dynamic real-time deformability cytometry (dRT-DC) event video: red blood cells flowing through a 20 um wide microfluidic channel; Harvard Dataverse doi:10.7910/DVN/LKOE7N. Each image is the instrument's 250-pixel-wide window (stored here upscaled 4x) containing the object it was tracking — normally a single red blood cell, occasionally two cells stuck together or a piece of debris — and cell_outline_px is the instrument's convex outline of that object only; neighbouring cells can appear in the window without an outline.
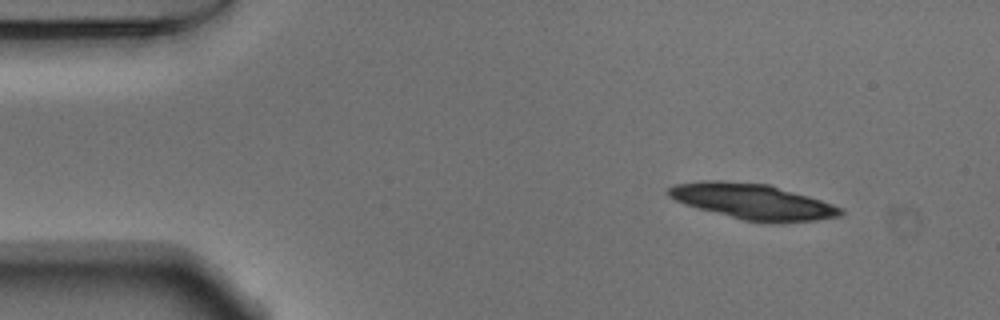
{"species": "Egyptian fruit bat (a non-hibernating species)", "species_latin": "Rousettus aegyptiacus", "temperature_condition": "warm", "stored_images_in_passage": 13, "camera_frame_rate_fps": 3000, "um_per_image_px": 0.085, "animal": {"sex": "male"}, "frame": {"image": 1, "passage_image": 1, "time_ms": 0.0, "image_size_px": [1000, 320], "cell_outline_px": [[844, 212], [840, 216], [816, 220], [744, 220], [696, 208], [684, 204], [668, 196], [664, 192], [668, 188], [676, 184], [704, 180], [720, 180], [768, 184], [808, 196], [844, 208]], "centroid_in_image_um": [63.9, 17.09], "position_along_channel_um": 21.1, "area_um2": 34.8}}